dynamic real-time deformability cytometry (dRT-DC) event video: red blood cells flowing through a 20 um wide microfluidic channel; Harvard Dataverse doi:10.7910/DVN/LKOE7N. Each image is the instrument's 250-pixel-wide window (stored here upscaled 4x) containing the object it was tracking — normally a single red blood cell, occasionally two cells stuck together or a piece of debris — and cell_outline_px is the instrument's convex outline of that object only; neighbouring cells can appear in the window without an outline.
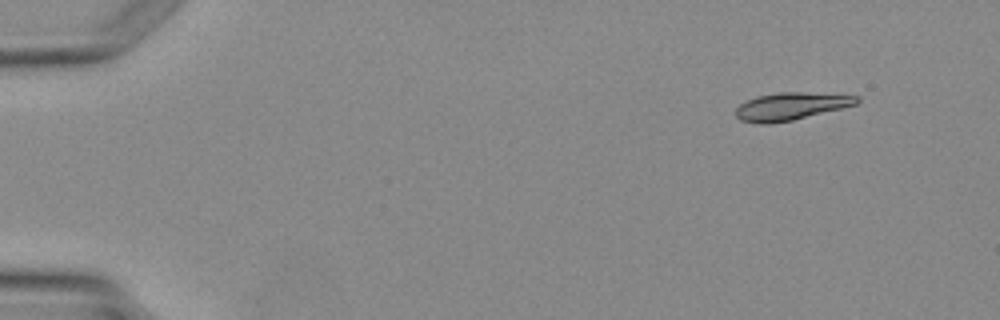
{"species": "Egyptian fruit bat (a non-hibernating species)", "species_latin": "Rousettus aegyptiacus", "temperature_condition": "warm", "stored_images_in_passage": 3, "camera_frame_rate_fps": 3000, "um_per_image_px": 0.085, "animal": {"sex": "female"}, "frame": {"image": 1, "passage_image": 1, "time_ms": 0.0, "image_size_px": [1000, 320], "cell_outline_px": [[860, 100], [856, 104], [792, 120], [760, 124], [740, 120], [736, 116], [736, 108], [740, 104], [756, 96], [780, 92], [804, 92], [860, 96]], "centroid_in_image_um": [67.2, 9.02], "position_along_channel_um": 17.8, "area_um2": 19.07}}